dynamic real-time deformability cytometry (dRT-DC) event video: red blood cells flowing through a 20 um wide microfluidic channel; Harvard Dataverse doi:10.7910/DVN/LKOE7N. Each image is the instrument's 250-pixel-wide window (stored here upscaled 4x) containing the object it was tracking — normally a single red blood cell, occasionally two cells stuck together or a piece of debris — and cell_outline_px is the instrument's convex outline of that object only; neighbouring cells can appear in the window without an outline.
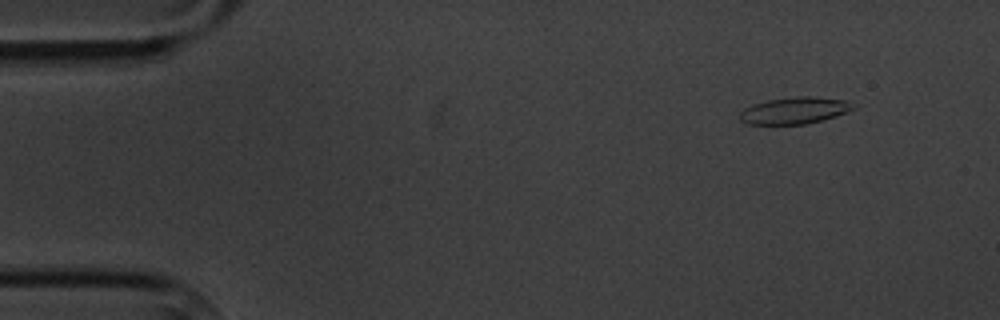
{"species": "common noctule bat (a hibernating species)", "species_latin": "Nyctalus noctula", "temperature_condition": "cold", "stored_images_in_passage": 5, "camera_frame_rate_fps": 3000, "um_per_image_px": 0.085, "animal": {"sex": "male", "body_mass_g": 20.1, "forearm_length_mm": 53.5}, "frame": {"image": 1, "passage_image": 2, "time_ms": 1.333, "image_size_px": [1000, 320], "cell_outline_px": [[856, 108], [836, 116], [824, 120], [804, 124], [748, 124], [740, 120], [740, 112], [744, 108], [752, 104], [768, 100], [796, 96], [808, 96], [848, 100], [856, 104]], "centroid_in_image_um": [67.57, 9.39], "position_along_channel_um": 17.4, "area_um2": 17.8}}